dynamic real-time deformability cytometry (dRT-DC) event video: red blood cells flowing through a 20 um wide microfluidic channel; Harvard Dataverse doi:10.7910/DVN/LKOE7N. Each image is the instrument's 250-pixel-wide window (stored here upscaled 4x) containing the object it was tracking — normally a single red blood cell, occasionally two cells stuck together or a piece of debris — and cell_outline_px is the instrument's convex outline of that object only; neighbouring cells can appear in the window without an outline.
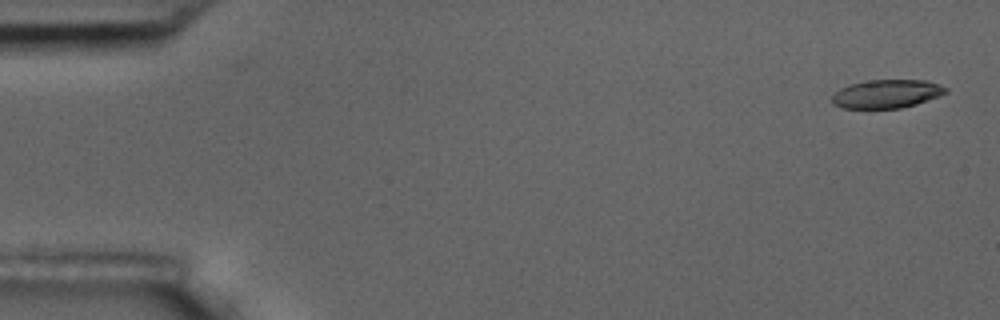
{"species": "common noctule bat (a hibernating species)", "species_latin": "Nyctalus noctula", "temperature_condition": "room temperature", "stored_images_in_passage": 12, "camera_frame_rate_fps": 3000, "um_per_image_px": 0.085, "animal": {"sex": "male", "body_mass_g": 17.5, "forearm_length_mm": 52.3}, "frame": {"image": 1, "passage_image": 1, "time_ms": 0.0, "image_size_px": [1000, 320], "cell_outline_px": [[948, 92], [916, 104], [900, 108], [844, 108], [832, 104], [832, 96], [840, 88], [848, 84], [872, 80], [928, 80], [948, 88]], "centroid_in_image_um": [75.36, 7.97], "position_along_channel_um": 9.6, "area_um2": 18.79}}
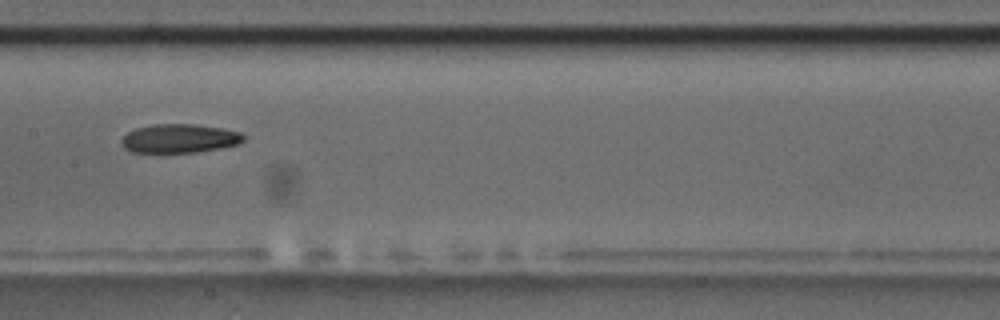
{"frame": {"image": 2, "passage_image": 8, "time_ms": 9.0, "image_size_px": [1000, 320], "cell_outline_px": [[244, 140], [236, 144], [220, 148], [196, 152], [132, 152], [124, 148], [120, 144], [120, 140], [128, 132], [136, 128], [152, 124], [192, 124], [220, 128], [240, 132], [244, 136]], "centroid_in_image_um": [15.2, 11.77], "position_along_channel_um": 192.2, "area_um2": 20.35}}
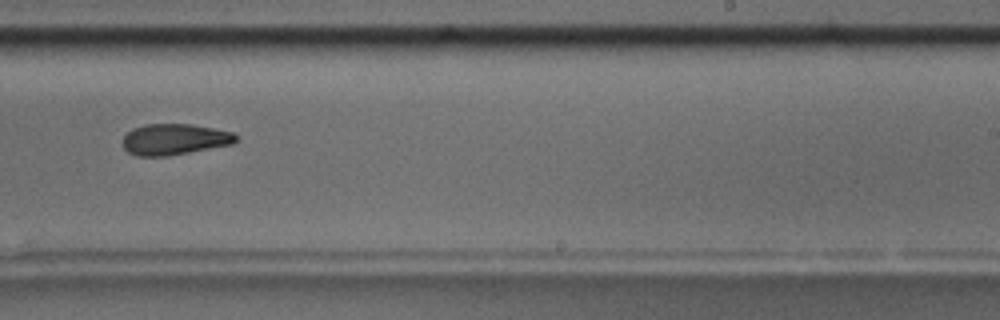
{"frame": {"image": 3, "passage_image": 10, "time_ms": 11.333, "image_size_px": [1000, 320], "cell_outline_px": [[240, 136], [232, 144], [168, 156], [136, 156], [128, 152], [124, 148], [120, 140], [132, 128], [144, 124], [192, 124], [232, 132]], "centroid_in_image_um": [14.79, 11.84], "position_along_channel_um": 274.2, "area_um2": 20.63}}